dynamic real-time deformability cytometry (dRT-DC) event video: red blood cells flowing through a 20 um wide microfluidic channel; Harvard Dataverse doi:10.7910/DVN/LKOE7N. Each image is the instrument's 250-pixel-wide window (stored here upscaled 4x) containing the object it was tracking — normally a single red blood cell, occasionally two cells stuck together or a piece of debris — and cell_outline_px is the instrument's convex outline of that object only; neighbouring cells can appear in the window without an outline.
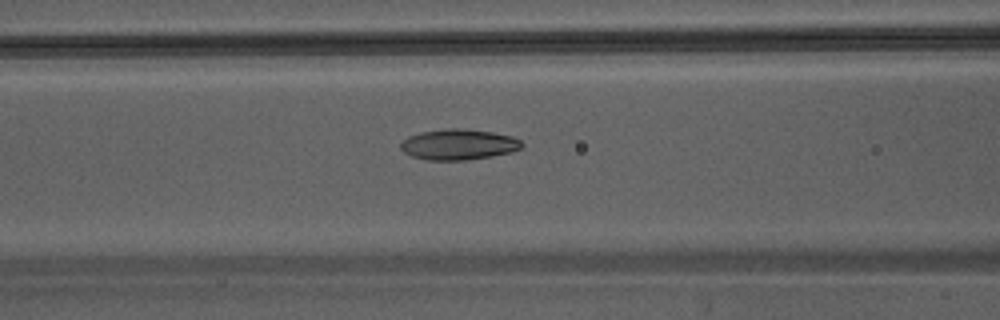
{"species": "Egyptian fruit bat (a non-hibernating species)", "species_latin": "Rousettus aegyptiacus", "temperature_condition": "warm", "stored_images_in_passage": 43, "camera_frame_rate_fps": 3000, "um_per_image_px": 0.085, "animal": {"sex": "male"}, "frame": {"image": 1, "passage_image": 18, "time_ms": 5.667, "image_size_px": [1000, 320], "cell_outline_px": [[524, 144], [520, 148], [512, 152], [492, 156], [468, 160], [428, 160], [412, 156], [404, 152], [400, 148], [400, 144], [408, 136], [420, 132], [444, 128], [464, 128], [492, 132], [512, 136], [520, 140]], "centroid_in_image_um": [38.98, 12.27], "position_along_channel_um": 127.6, "area_um2": 21.79}}
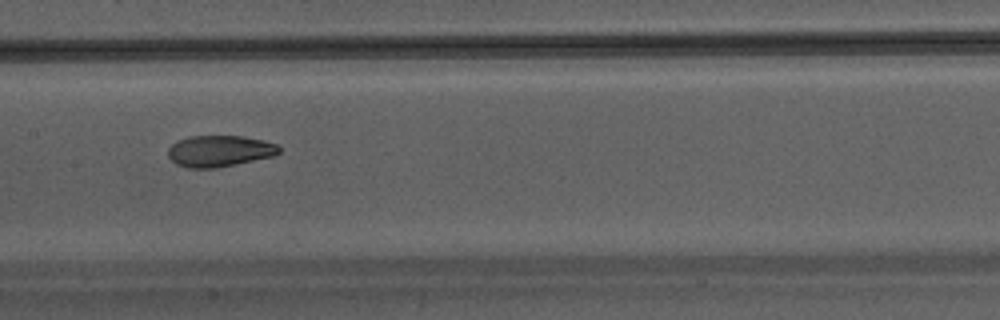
{"frame": {"image": 2, "passage_image": 22, "time_ms": 7.0, "image_size_px": [1000, 320], "cell_outline_px": [[280, 152], [272, 156], [216, 168], [188, 168], [176, 164], [168, 156], [168, 148], [172, 144], [188, 136], [244, 136], [264, 140], [276, 144], [280, 148]], "centroid_in_image_um": [18.64, 12.83], "position_along_channel_um": 188.8, "area_um2": 20.17}}
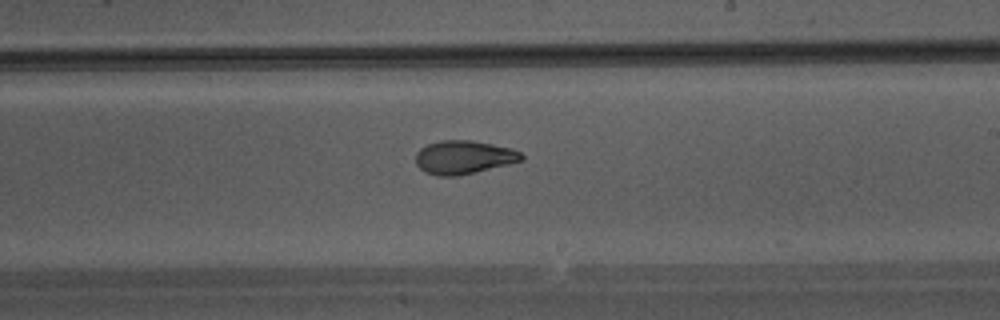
{"frame": {"image": 3, "passage_image": 26, "time_ms": 8.333, "image_size_px": [1000, 320], "cell_outline_px": [[524, 160], [476, 172], [456, 176], [436, 176], [424, 172], [416, 164], [416, 152], [420, 148], [428, 144], [440, 140], [472, 140], [512, 148], [520, 152], [524, 156]], "centroid_in_image_um": [39.41, 13.37], "position_along_channel_um": 249.6, "area_um2": 20.75}}